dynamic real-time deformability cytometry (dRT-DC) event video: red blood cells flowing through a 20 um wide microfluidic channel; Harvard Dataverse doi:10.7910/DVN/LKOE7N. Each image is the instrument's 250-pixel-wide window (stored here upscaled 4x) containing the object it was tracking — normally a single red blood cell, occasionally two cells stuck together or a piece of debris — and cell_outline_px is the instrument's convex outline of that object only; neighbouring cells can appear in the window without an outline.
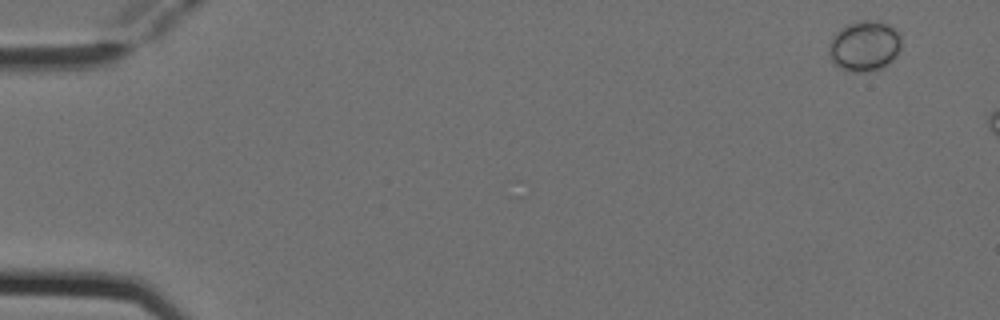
{"species": "Egyptian fruit bat (a non-hibernating species)", "species_latin": "Rousettus aegyptiacus", "temperature_condition": "cold", "stored_images_in_passage": 3, "camera_frame_rate_fps": 3000, "um_per_image_px": 0.085, "animal": {"sex": "female"}, "frame": {"image": 1, "passage_image": 1, "time_ms": 0.0, "image_size_px": [1000, 320], "cell_outline_px": [[900, 48], [892, 60], [884, 68], [868, 72], [852, 72], [840, 68], [832, 64], [828, 52], [828, 44], [832, 36], [840, 28], [848, 24], [864, 20], [876, 20], [888, 24], [900, 32]], "centroid_in_image_um": [73.45, 3.92], "position_along_channel_um": 11.5, "area_um2": 21.68}}